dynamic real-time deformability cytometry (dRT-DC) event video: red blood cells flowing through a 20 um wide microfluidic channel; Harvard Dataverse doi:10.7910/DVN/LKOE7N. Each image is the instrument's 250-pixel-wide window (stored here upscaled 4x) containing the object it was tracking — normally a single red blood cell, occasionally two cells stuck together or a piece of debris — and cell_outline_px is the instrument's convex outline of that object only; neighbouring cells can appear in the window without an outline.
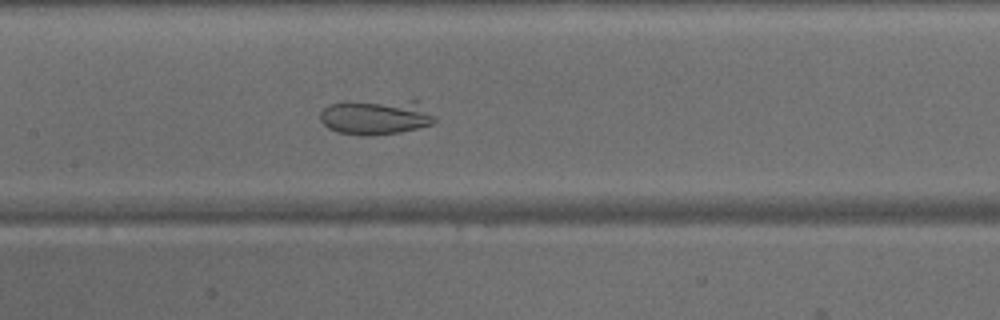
{"species": "common noctule bat (a hibernating species)", "species_latin": "Nyctalus noctula", "temperature_condition": "warm", "stored_images_in_passage": 48, "camera_frame_rate_fps": 3000, "um_per_image_px": 0.085, "animal": {"sex": "male", "body_mass_g": 15.6}, "frame": {"image": 1, "passage_image": 23, "time_ms": 7.333, "image_size_px": [1000, 320], "cell_outline_px": [[436, 120], [432, 124], [400, 132], [372, 136], [368, 136], [336, 132], [328, 128], [320, 120], [320, 112], [328, 104], [412, 96], [436, 116]], "centroid_in_image_um": [32.03, 9.89], "position_along_channel_um": 175.4, "area_um2": 24.51}}
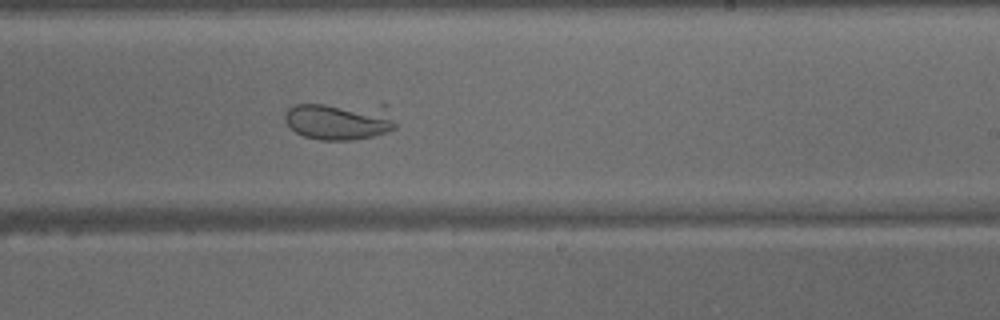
{"frame": {"image": 2, "passage_image": 29, "time_ms": 9.333, "image_size_px": [1000, 320], "cell_outline_px": [[396, 128], [372, 136], [352, 140], [320, 140], [304, 136], [296, 132], [284, 120], [284, 112], [288, 108], [296, 104], [388, 104], [396, 124]], "centroid_in_image_um": [28.89, 10.25], "position_along_channel_um": 260.1, "area_um2": 24.8}}
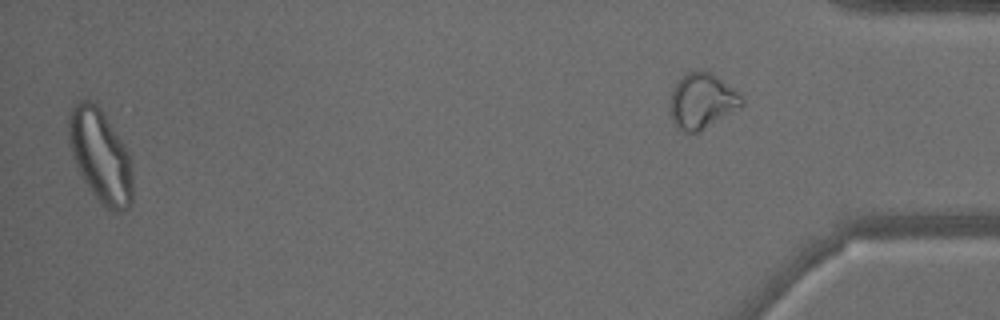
{"frame": {"image": 3, "passage_image": 47, "time_ms": 15.333, "image_size_px": [1000, 320], "cell_outline_px": [[132, 200], [128, 208], [120, 212], [108, 212], [104, 208], [92, 192], [84, 180], [72, 156], [68, 132], [68, 112], [80, 100], [88, 100], [96, 104], [100, 108], [124, 144], [128, 152], [132, 168]], "centroid_in_image_um": [8.54, 13.28], "position_along_channel_um": 426.7, "area_um2": 34.62}}